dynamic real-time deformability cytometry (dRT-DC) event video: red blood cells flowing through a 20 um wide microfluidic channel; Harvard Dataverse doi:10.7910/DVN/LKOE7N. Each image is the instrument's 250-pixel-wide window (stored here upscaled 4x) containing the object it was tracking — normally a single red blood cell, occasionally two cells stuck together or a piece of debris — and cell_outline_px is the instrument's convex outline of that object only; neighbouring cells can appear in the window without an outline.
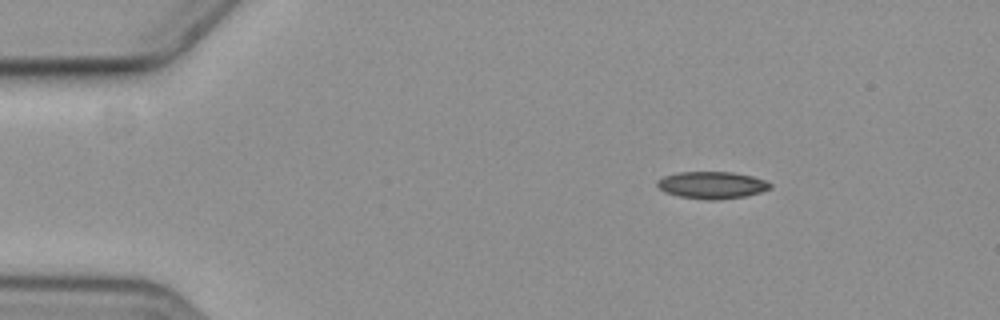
{"species": "common noctule bat (a hibernating species)", "species_latin": "Nyctalus noctula", "temperature_condition": "cold", "stored_images_in_passage": 4, "camera_frame_rate_fps": 3000, "um_per_image_px": 0.085, "animal": {"sex": "female", "body_mass_g": 19.3, "forearm_length_mm": 54.1}, "frame": {"image": 1, "passage_image": 1, "time_ms": 0.0, "image_size_px": [1000, 320], "cell_outline_px": [[772, 188], [760, 192], [744, 196], [716, 200], [712, 200], [680, 196], [664, 192], [656, 184], [656, 180], [664, 176], [676, 172], [732, 172], [752, 176], [764, 180], [772, 184]], "centroid_in_image_um": [60.5, 15.72], "position_along_channel_um": 24.5, "area_um2": 17.74}}
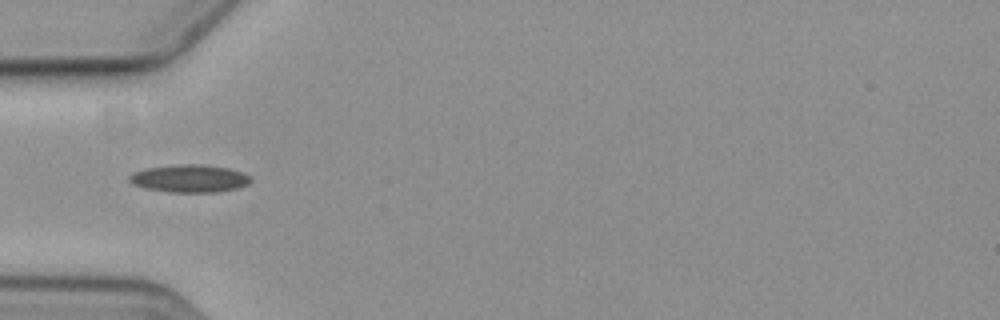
{"frame": {"image": 2, "passage_image": 4, "time_ms": 3.333, "image_size_px": [1000, 320], "cell_outline_px": [[252, 180], [248, 184], [236, 188], [216, 192], [168, 192], [144, 188], [132, 184], [128, 180], [128, 176], [132, 172], [148, 168], [176, 164], [200, 164], [228, 168], [244, 172], [252, 176]], "centroid_in_image_um": [16.11, 15.17], "position_along_channel_um": 68.9, "area_um2": 19.77}}